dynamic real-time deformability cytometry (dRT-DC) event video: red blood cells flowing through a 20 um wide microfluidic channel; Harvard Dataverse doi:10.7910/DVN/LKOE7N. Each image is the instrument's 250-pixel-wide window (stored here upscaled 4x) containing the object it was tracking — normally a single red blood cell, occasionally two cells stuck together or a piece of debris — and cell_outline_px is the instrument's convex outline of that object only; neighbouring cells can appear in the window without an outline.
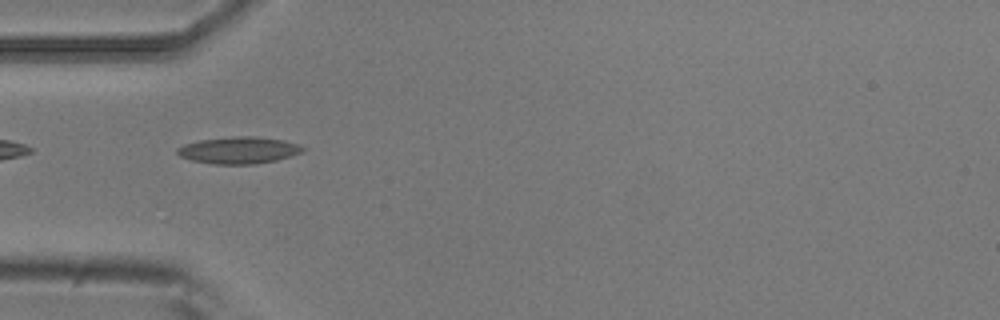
{"species": "common noctule bat (a hibernating species)", "species_latin": "Nyctalus noctula", "temperature_condition": "room temperature", "stored_images_in_passage": 9, "camera_frame_rate_fps": 3000, "um_per_image_px": 0.085, "animal": {"sex": "male", "body_mass_g": 20.5, "forearm_length_mm": 52.5}, "frame": {"image": 1, "passage_image": 4, "time_ms": 1.0, "image_size_px": [1000, 320], "cell_outline_px": [[304, 152], [276, 160], [252, 164], [212, 164], [192, 160], [180, 156], [176, 152], [176, 148], [184, 144], [200, 140], [232, 136], [256, 136], [284, 140], [296, 144], [304, 148]], "centroid_in_image_um": [20.27, 12.76], "position_along_channel_um": 64.7, "area_um2": 19.59}}
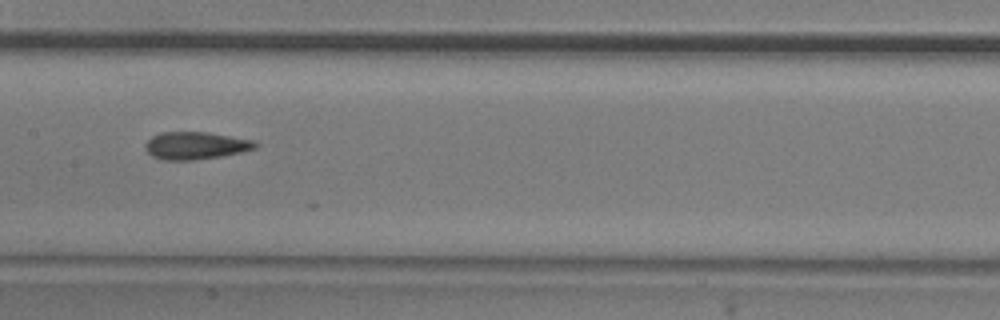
{"frame": {"image": 2, "passage_image": 7, "time_ms": 2.0, "image_size_px": [1000, 320], "cell_outline_px": [[260, 144], [256, 148], [240, 152], [220, 156], [192, 160], [164, 160], [152, 156], [148, 152], [144, 144], [152, 136], [160, 132], [208, 132], [256, 140]], "centroid_in_image_um": [16.66, 12.36], "position_along_channel_um": 190.7, "area_um2": 17.69}}
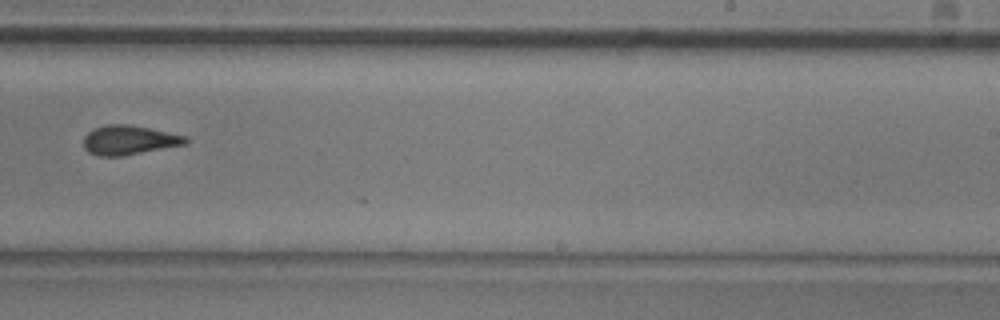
{"frame": {"image": 3, "passage_image": 9, "time_ms": 2.667, "image_size_px": [1000, 320], "cell_outline_px": [[192, 140], [184, 144], [124, 156], [100, 156], [88, 152], [84, 148], [84, 136], [92, 128], [108, 124], [128, 124], [188, 136]], "centroid_in_image_um": [10.97, 11.9], "position_along_channel_um": 278.0, "area_um2": 17.51}}